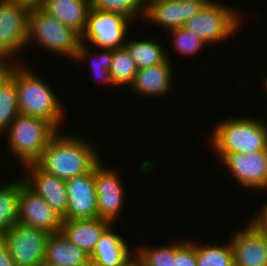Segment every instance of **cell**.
I'll return each mask as SVG.
<instances>
[{
    "label": "cell",
    "mask_w": 267,
    "mask_h": 266,
    "mask_svg": "<svg viewBox=\"0 0 267 266\" xmlns=\"http://www.w3.org/2000/svg\"><path fill=\"white\" fill-rule=\"evenodd\" d=\"M42 9L81 36L91 8L89 0H45Z\"/></svg>",
    "instance_id": "obj_20"
},
{
    "label": "cell",
    "mask_w": 267,
    "mask_h": 266,
    "mask_svg": "<svg viewBox=\"0 0 267 266\" xmlns=\"http://www.w3.org/2000/svg\"><path fill=\"white\" fill-rule=\"evenodd\" d=\"M49 235L46 231L17 222L0 238L17 266H41Z\"/></svg>",
    "instance_id": "obj_9"
},
{
    "label": "cell",
    "mask_w": 267,
    "mask_h": 266,
    "mask_svg": "<svg viewBox=\"0 0 267 266\" xmlns=\"http://www.w3.org/2000/svg\"><path fill=\"white\" fill-rule=\"evenodd\" d=\"M89 260L90 255L72 244L61 231L49 235L44 263L58 266H85Z\"/></svg>",
    "instance_id": "obj_21"
},
{
    "label": "cell",
    "mask_w": 267,
    "mask_h": 266,
    "mask_svg": "<svg viewBox=\"0 0 267 266\" xmlns=\"http://www.w3.org/2000/svg\"><path fill=\"white\" fill-rule=\"evenodd\" d=\"M41 266H58V265H54V264H51V263H43Z\"/></svg>",
    "instance_id": "obj_40"
},
{
    "label": "cell",
    "mask_w": 267,
    "mask_h": 266,
    "mask_svg": "<svg viewBox=\"0 0 267 266\" xmlns=\"http://www.w3.org/2000/svg\"><path fill=\"white\" fill-rule=\"evenodd\" d=\"M20 114L16 84L12 80V62H0V136Z\"/></svg>",
    "instance_id": "obj_22"
},
{
    "label": "cell",
    "mask_w": 267,
    "mask_h": 266,
    "mask_svg": "<svg viewBox=\"0 0 267 266\" xmlns=\"http://www.w3.org/2000/svg\"><path fill=\"white\" fill-rule=\"evenodd\" d=\"M115 227L110 226L101 236L96 244L95 250L90 255V260L102 266H124L135 255H131L127 241L113 231Z\"/></svg>",
    "instance_id": "obj_19"
},
{
    "label": "cell",
    "mask_w": 267,
    "mask_h": 266,
    "mask_svg": "<svg viewBox=\"0 0 267 266\" xmlns=\"http://www.w3.org/2000/svg\"><path fill=\"white\" fill-rule=\"evenodd\" d=\"M66 215L62 219H94L98 217L94 167L87 173L65 181Z\"/></svg>",
    "instance_id": "obj_13"
},
{
    "label": "cell",
    "mask_w": 267,
    "mask_h": 266,
    "mask_svg": "<svg viewBox=\"0 0 267 266\" xmlns=\"http://www.w3.org/2000/svg\"><path fill=\"white\" fill-rule=\"evenodd\" d=\"M135 248V257L142 266H175V243L165 246H142Z\"/></svg>",
    "instance_id": "obj_28"
},
{
    "label": "cell",
    "mask_w": 267,
    "mask_h": 266,
    "mask_svg": "<svg viewBox=\"0 0 267 266\" xmlns=\"http://www.w3.org/2000/svg\"><path fill=\"white\" fill-rule=\"evenodd\" d=\"M158 41L151 38L131 40L127 38L124 47L137 65L138 70L163 63L169 55Z\"/></svg>",
    "instance_id": "obj_23"
},
{
    "label": "cell",
    "mask_w": 267,
    "mask_h": 266,
    "mask_svg": "<svg viewBox=\"0 0 267 266\" xmlns=\"http://www.w3.org/2000/svg\"><path fill=\"white\" fill-rule=\"evenodd\" d=\"M228 242L212 245L201 244L196 240L197 266H234L233 249Z\"/></svg>",
    "instance_id": "obj_26"
},
{
    "label": "cell",
    "mask_w": 267,
    "mask_h": 266,
    "mask_svg": "<svg viewBox=\"0 0 267 266\" xmlns=\"http://www.w3.org/2000/svg\"><path fill=\"white\" fill-rule=\"evenodd\" d=\"M34 41L44 50L75 61L81 36L42 8H37L29 12L27 46Z\"/></svg>",
    "instance_id": "obj_6"
},
{
    "label": "cell",
    "mask_w": 267,
    "mask_h": 266,
    "mask_svg": "<svg viewBox=\"0 0 267 266\" xmlns=\"http://www.w3.org/2000/svg\"><path fill=\"white\" fill-rule=\"evenodd\" d=\"M196 1H202V2H204L206 5H207V4H213V3H216L215 0H196Z\"/></svg>",
    "instance_id": "obj_37"
},
{
    "label": "cell",
    "mask_w": 267,
    "mask_h": 266,
    "mask_svg": "<svg viewBox=\"0 0 267 266\" xmlns=\"http://www.w3.org/2000/svg\"><path fill=\"white\" fill-rule=\"evenodd\" d=\"M85 266H102V265H99L97 264L96 262L92 261V260H89Z\"/></svg>",
    "instance_id": "obj_36"
},
{
    "label": "cell",
    "mask_w": 267,
    "mask_h": 266,
    "mask_svg": "<svg viewBox=\"0 0 267 266\" xmlns=\"http://www.w3.org/2000/svg\"><path fill=\"white\" fill-rule=\"evenodd\" d=\"M242 19L244 20L238 10L216 1L205 5L197 14L189 18L184 28L197 34L207 45H215L225 40L227 42L228 38L232 39L241 29Z\"/></svg>",
    "instance_id": "obj_7"
},
{
    "label": "cell",
    "mask_w": 267,
    "mask_h": 266,
    "mask_svg": "<svg viewBox=\"0 0 267 266\" xmlns=\"http://www.w3.org/2000/svg\"><path fill=\"white\" fill-rule=\"evenodd\" d=\"M168 32H171L170 38L172 43L170 44H172L175 52L181 54L180 56L186 55L191 57L202 51L204 47H207V43L201 37L184 27L172 29Z\"/></svg>",
    "instance_id": "obj_29"
},
{
    "label": "cell",
    "mask_w": 267,
    "mask_h": 266,
    "mask_svg": "<svg viewBox=\"0 0 267 266\" xmlns=\"http://www.w3.org/2000/svg\"><path fill=\"white\" fill-rule=\"evenodd\" d=\"M62 221V217L22 178L18 222L53 234L61 231Z\"/></svg>",
    "instance_id": "obj_12"
},
{
    "label": "cell",
    "mask_w": 267,
    "mask_h": 266,
    "mask_svg": "<svg viewBox=\"0 0 267 266\" xmlns=\"http://www.w3.org/2000/svg\"><path fill=\"white\" fill-rule=\"evenodd\" d=\"M175 266H197L195 241L187 239L175 243Z\"/></svg>",
    "instance_id": "obj_30"
},
{
    "label": "cell",
    "mask_w": 267,
    "mask_h": 266,
    "mask_svg": "<svg viewBox=\"0 0 267 266\" xmlns=\"http://www.w3.org/2000/svg\"><path fill=\"white\" fill-rule=\"evenodd\" d=\"M236 182L245 189L267 192V149L252 153H216Z\"/></svg>",
    "instance_id": "obj_10"
},
{
    "label": "cell",
    "mask_w": 267,
    "mask_h": 266,
    "mask_svg": "<svg viewBox=\"0 0 267 266\" xmlns=\"http://www.w3.org/2000/svg\"><path fill=\"white\" fill-rule=\"evenodd\" d=\"M105 166L102 160L94 166L98 217L115 225L124 207L125 192L118 171Z\"/></svg>",
    "instance_id": "obj_11"
},
{
    "label": "cell",
    "mask_w": 267,
    "mask_h": 266,
    "mask_svg": "<svg viewBox=\"0 0 267 266\" xmlns=\"http://www.w3.org/2000/svg\"><path fill=\"white\" fill-rule=\"evenodd\" d=\"M29 12L18 3L0 0V62L16 61L28 48Z\"/></svg>",
    "instance_id": "obj_8"
},
{
    "label": "cell",
    "mask_w": 267,
    "mask_h": 266,
    "mask_svg": "<svg viewBox=\"0 0 267 266\" xmlns=\"http://www.w3.org/2000/svg\"><path fill=\"white\" fill-rule=\"evenodd\" d=\"M211 137V138H210ZM209 137L215 153H252L267 149V120L252 116L228 118Z\"/></svg>",
    "instance_id": "obj_3"
},
{
    "label": "cell",
    "mask_w": 267,
    "mask_h": 266,
    "mask_svg": "<svg viewBox=\"0 0 267 266\" xmlns=\"http://www.w3.org/2000/svg\"><path fill=\"white\" fill-rule=\"evenodd\" d=\"M10 1L25 6L29 10L42 8V6L45 3V0H10Z\"/></svg>",
    "instance_id": "obj_34"
},
{
    "label": "cell",
    "mask_w": 267,
    "mask_h": 266,
    "mask_svg": "<svg viewBox=\"0 0 267 266\" xmlns=\"http://www.w3.org/2000/svg\"><path fill=\"white\" fill-rule=\"evenodd\" d=\"M25 183L38 193L62 218L66 215L65 181L42 170L36 163L22 167Z\"/></svg>",
    "instance_id": "obj_15"
},
{
    "label": "cell",
    "mask_w": 267,
    "mask_h": 266,
    "mask_svg": "<svg viewBox=\"0 0 267 266\" xmlns=\"http://www.w3.org/2000/svg\"><path fill=\"white\" fill-rule=\"evenodd\" d=\"M58 131L46 119L18 114L5 134L8 136L9 151L24 167L40 159L50 139Z\"/></svg>",
    "instance_id": "obj_5"
},
{
    "label": "cell",
    "mask_w": 267,
    "mask_h": 266,
    "mask_svg": "<svg viewBox=\"0 0 267 266\" xmlns=\"http://www.w3.org/2000/svg\"><path fill=\"white\" fill-rule=\"evenodd\" d=\"M264 89H265V91H266V93H267V77L265 76V79H264Z\"/></svg>",
    "instance_id": "obj_38"
},
{
    "label": "cell",
    "mask_w": 267,
    "mask_h": 266,
    "mask_svg": "<svg viewBox=\"0 0 267 266\" xmlns=\"http://www.w3.org/2000/svg\"><path fill=\"white\" fill-rule=\"evenodd\" d=\"M255 217H252L250 222L264 235H267V200L263 204L262 209Z\"/></svg>",
    "instance_id": "obj_32"
},
{
    "label": "cell",
    "mask_w": 267,
    "mask_h": 266,
    "mask_svg": "<svg viewBox=\"0 0 267 266\" xmlns=\"http://www.w3.org/2000/svg\"><path fill=\"white\" fill-rule=\"evenodd\" d=\"M206 4L196 0H150L143 19L166 31L184 27L186 21L197 14Z\"/></svg>",
    "instance_id": "obj_14"
},
{
    "label": "cell",
    "mask_w": 267,
    "mask_h": 266,
    "mask_svg": "<svg viewBox=\"0 0 267 266\" xmlns=\"http://www.w3.org/2000/svg\"><path fill=\"white\" fill-rule=\"evenodd\" d=\"M235 233L230 243L233 249L234 266H267V255L262 234L252 222Z\"/></svg>",
    "instance_id": "obj_16"
},
{
    "label": "cell",
    "mask_w": 267,
    "mask_h": 266,
    "mask_svg": "<svg viewBox=\"0 0 267 266\" xmlns=\"http://www.w3.org/2000/svg\"><path fill=\"white\" fill-rule=\"evenodd\" d=\"M90 8L111 11L129 18L133 23L137 17L143 20L146 0H89Z\"/></svg>",
    "instance_id": "obj_27"
},
{
    "label": "cell",
    "mask_w": 267,
    "mask_h": 266,
    "mask_svg": "<svg viewBox=\"0 0 267 266\" xmlns=\"http://www.w3.org/2000/svg\"><path fill=\"white\" fill-rule=\"evenodd\" d=\"M100 154L87 140L63 134L59 130L47 144L36 164L61 180L89 172L99 161Z\"/></svg>",
    "instance_id": "obj_1"
},
{
    "label": "cell",
    "mask_w": 267,
    "mask_h": 266,
    "mask_svg": "<svg viewBox=\"0 0 267 266\" xmlns=\"http://www.w3.org/2000/svg\"><path fill=\"white\" fill-rule=\"evenodd\" d=\"M172 63L167 58L163 63L138 70L130 87L142 97L168 96L174 82Z\"/></svg>",
    "instance_id": "obj_17"
},
{
    "label": "cell",
    "mask_w": 267,
    "mask_h": 266,
    "mask_svg": "<svg viewBox=\"0 0 267 266\" xmlns=\"http://www.w3.org/2000/svg\"><path fill=\"white\" fill-rule=\"evenodd\" d=\"M132 24L134 23L129 18L121 14L91 8L75 61L82 63L87 58L90 60L91 45L94 49L97 47L96 50L98 48L106 50L123 48Z\"/></svg>",
    "instance_id": "obj_4"
},
{
    "label": "cell",
    "mask_w": 267,
    "mask_h": 266,
    "mask_svg": "<svg viewBox=\"0 0 267 266\" xmlns=\"http://www.w3.org/2000/svg\"><path fill=\"white\" fill-rule=\"evenodd\" d=\"M0 266H17L5 242L0 238Z\"/></svg>",
    "instance_id": "obj_33"
},
{
    "label": "cell",
    "mask_w": 267,
    "mask_h": 266,
    "mask_svg": "<svg viewBox=\"0 0 267 266\" xmlns=\"http://www.w3.org/2000/svg\"><path fill=\"white\" fill-rule=\"evenodd\" d=\"M101 53H95L98 56L95 55L90 67L92 66L91 69L93 70L94 75H96V78L99 77V81L101 80L103 84L106 83V85L109 84L111 87H114L109 75V68L112 61V50L101 49Z\"/></svg>",
    "instance_id": "obj_31"
},
{
    "label": "cell",
    "mask_w": 267,
    "mask_h": 266,
    "mask_svg": "<svg viewBox=\"0 0 267 266\" xmlns=\"http://www.w3.org/2000/svg\"><path fill=\"white\" fill-rule=\"evenodd\" d=\"M137 71V65L125 47L112 50L109 75L114 88L125 84L130 87Z\"/></svg>",
    "instance_id": "obj_25"
},
{
    "label": "cell",
    "mask_w": 267,
    "mask_h": 266,
    "mask_svg": "<svg viewBox=\"0 0 267 266\" xmlns=\"http://www.w3.org/2000/svg\"><path fill=\"white\" fill-rule=\"evenodd\" d=\"M30 70L18 60L12 62V80L16 84L19 112L22 115L46 119L60 130L66 119L65 109L63 110L55 90Z\"/></svg>",
    "instance_id": "obj_2"
},
{
    "label": "cell",
    "mask_w": 267,
    "mask_h": 266,
    "mask_svg": "<svg viewBox=\"0 0 267 266\" xmlns=\"http://www.w3.org/2000/svg\"><path fill=\"white\" fill-rule=\"evenodd\" d=\"M113 225L99 217L94 219H63L61 232L74 245L89 255L95 250L102 234Z\"/></svg>",
    "instance_id": "obj_18"
},
{
    "label": "cell",
    "mask_w": 267,
    "mask_h": 266,
    "mask_svg": "<svg viewBox=\"0 0 267 266\" xmlns=\"http://www.w3.org/2000/svg\"><path fill=\"white\" fill-rule=\"evenodd\" d=\"M20 178L0 185V237L18 222Z\"/></svg>",
    "instance_id": "obj_24"
},
{
    "label": "cell",
    "mask_w": 267,
    "mask_h": 266,
    "mask_svg": "<svg viewBox=\"0 0 267 266\" xmlns=\"http://www.w3.org/2000/svg\"><path fill=\"white\" fill-rule=\"evenodd\" d=\"M264 244H265L266 255H267V235H264Z\"/></svg>",
    "instance_id": "obj_39"
},
{
    "label": "cell",
    "mask_w": 267,
    "mask_h": 266,
    "mask_svg": "<svg viewBox=\"0 0 267 266\" xmlns=\"http://www.w3.org/2000/svg\"><path fill=\"white\" fill-rule=\"evenodd\" d=\"M124 266H142V265H141V262L134 256Z\"/></svg>",
    "instance_id": "obj_35"
}]
</instances>
